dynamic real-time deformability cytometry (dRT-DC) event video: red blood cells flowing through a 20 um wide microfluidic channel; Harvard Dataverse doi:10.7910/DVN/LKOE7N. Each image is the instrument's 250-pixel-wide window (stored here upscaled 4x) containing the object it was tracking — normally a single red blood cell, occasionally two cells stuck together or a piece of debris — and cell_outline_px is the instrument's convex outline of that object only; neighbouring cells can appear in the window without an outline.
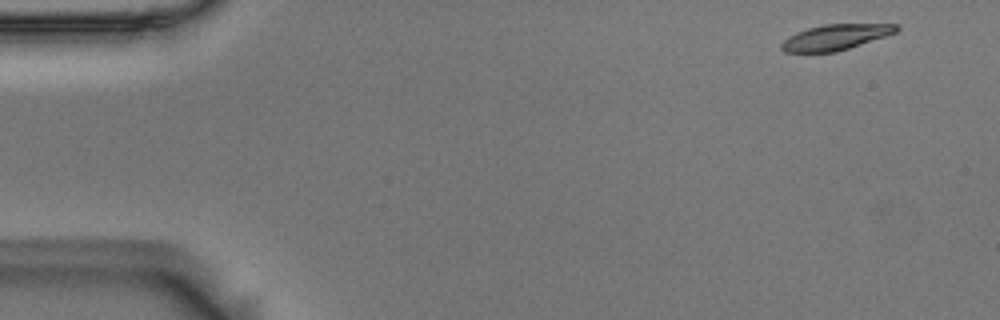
{"species": "Egyptian fruit bat (a non-hibernating species)", "species_latin": "Rousettus aegyptiacus", "temperature_condition": "room temperature", "stored_images_in_passage": 12, "camera_frame_rate_fps": 3000, "um_per_image_px": 0.085, "animal": {"sex": "male"}, "frame": {"image": 1, "passage_image": 1, "time_ms": 0.0, "image_size_px": [1000, 320], "cell_outline_px": [[900, 28], [896, 32], [836, 52], [784, 52], [780, 48], [780, 44], [788, 36], [796, 32], [808, 28], [824, 24], [900, 24]], "centroid_in_image_um": [70.98, 3.15], "position_along_channel_um": 14.0, "area_um2": 16.99}}